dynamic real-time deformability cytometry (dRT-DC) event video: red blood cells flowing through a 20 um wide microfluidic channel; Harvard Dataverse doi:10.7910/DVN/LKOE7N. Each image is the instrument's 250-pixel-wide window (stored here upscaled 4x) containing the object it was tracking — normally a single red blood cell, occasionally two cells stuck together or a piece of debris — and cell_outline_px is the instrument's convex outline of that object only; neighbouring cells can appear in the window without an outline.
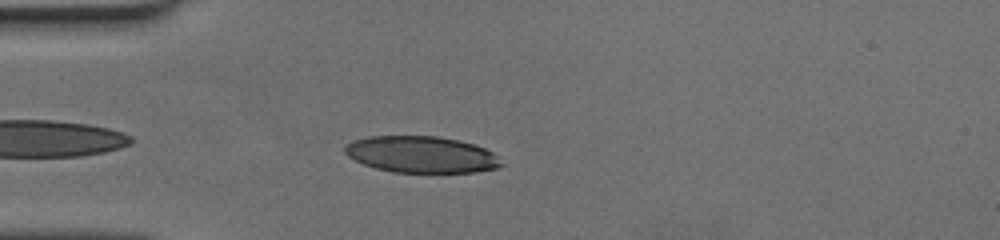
{"species": "human", "species_latin": "Homo sapiens", "temperature_condition": "cold", "stored_images_in_passage": 38, "camera_frame_rate_fps": 3000, "um_per_image_px": 0.085, "donor": {"sex": "female"}, "frame": {"image": 1, "passage_image": 4, "time_ms": 1.0, "image_size_px": [1000, 240], "cell_outline_px": [[504, 164], [496, 168], [476, 172], [392, 172], [376, 168], [364, 164], [348, 156], [344, 152], [344, 148], [352, 140], [368, 136], [436, 136], [456, 140], [472, 144], [484, 148], [492, 152]], "centroid_in_image_um": [35.79, 13.13], "position_along_channel_um": 49.2, "area_um2": 33.06}}
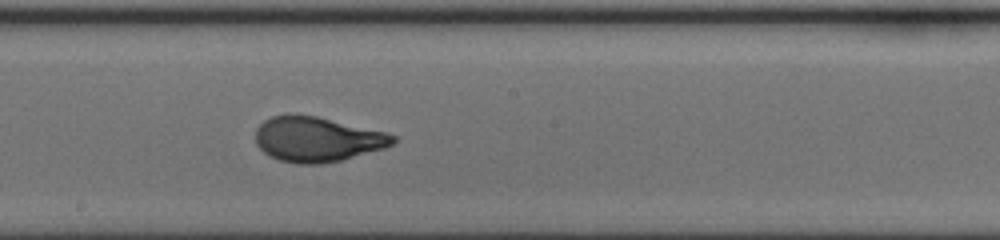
{"frame": {"image": 2, "passage_image": 20, "time_ms": 6.333, "image_size_px": [1000, 240], "cell_outline_px": [[396, 140], [392, 144], [384, 148], [340, 160], [324, 164], [296, 164], [280, 160], [268, 156], [256, 144], [256, 128], [264, 120], [272, 116], [288, 112], [316, 116], [388, 132], [396, 136]], "centroid_in_image_um": [26.93, 11.82], "position_along_channel_um": 221.3, "area_um2": 36.36}}
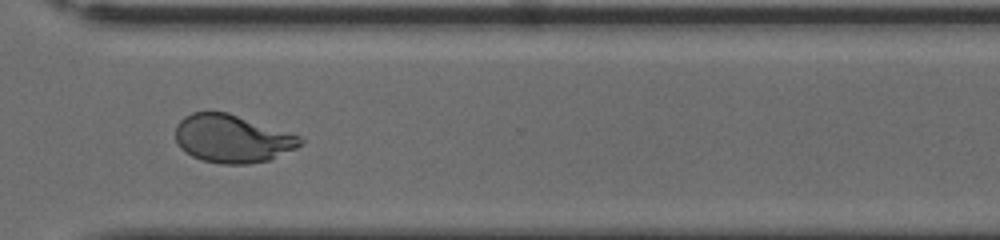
{"frame": {"image": 3, "passage_image": 31, "time_ms": 10.0, "image_size_px": [1000, 240], "cell_outline_px": [[304, 144], [296, 148], [268, 160], [248, 164], [220, 164], [200, 160], [184, 152], [180, 148], [176, 140], [176, 124], [184, 116], [192, 112], [228, 112], [300, 136], [304, 140]], "centroid_in_image_um": [19.71, 11.79], "position_along_channel_um": 350.9, "area_um2": 34.97}}